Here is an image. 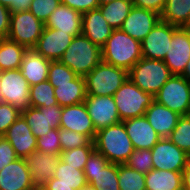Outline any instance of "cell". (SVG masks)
I'll return each mask as SVG.
<instances>
[{
    "mask_svg": "<svg viewBox=\"0 0 190 190\" xmlns=\"http://www.w3.org/2000/svg\"><path fill=\"white\" fill-rule=\"evenodd\" d=\"M93 143L95 150L110 163L118 165L125 164L135 150L123 121L98 130Z\"/></svg>",
    "mask_w": 190,
    "mask_h": 190,
    "instance_id": "cell-1",
    "label": "cell"
},
{
    "mask_svg": "<svg viewBox=\"0 0 190 190\" xmlns=\"http://www.w3.org/2000/svg\"><path fill=\"white\" fill-rule=\"evenodd\" d=\"M102 61L129 71L143 56L141 42L121 29H114L101 47Z\"/></svg>",
    "mask_w": 190,
    "mask_h": 190,
    "instance_id": "cell-2",
    "label": "cell"
},
{
    "mask_svg": "<svg viewBox=\"0 0 190 190\" xmlns=\"http://www.w3.org/2000/svg\"><path fill=\"white\" fill-rule=\"evenodd\" d=\"M59 61L77 76L85 77L102 61L101 47L80 34L74 36Z\"/></svg>",
    "mask_w": 190,
    "mask_h": 190,
    "instance_id": "cell-3",
    "label": "cell"
},
{
    "mask_svg": "<svg viewBox=\"0 0 190 190\" xmlns=\"http://www.w3.org/2000/svg\"><path fill=\"white\" fill-rule=\"evenodd\" d=\"M172 76L163 60L142 57L129 71L128 78L142 91L155 96Z\"/></svg>",
    "mask_w": 190,
    "mask_h": 190,
    "instance_id": "cell-4",
    "label": "cell"
},
{
    "mask_svg": "<svg viewBox=\"0 0 190 190\" xmlns=\"http://www.w3.org/2000/svg\"><path fill=\"white\" fill-rule=\"evenodd\" d=\"M84 78L87 95L113 96L128 79V71L101 61Z\"/></svg>",
    "mask_w": 190,
    "mask_h": 190,
    "instance_id": "cell-5",
    "label": "cell"
},
{
    "mask_svg": "<svg viewBox=\"0 0 190 190\" xmlns=\"http://www.w3.org/2000/svg\"><path fill=\"white\" fill-rule=\"evenodd\" d=\"M121 121L144 116L154 96L142 91L129 78L113 95Z\"/></svg>",
    "mask_w": 190,
    "mask_h": 190,
    "instance_id": "cell-6",
    "label": "cell"
},
{
    "mask_svg": "<svg viewBox=\"0 0 190 190\" xmlns=\"http://www.w3.org/2000/svg\"><path fill=\"white\" fill-rule=\"evenodd\" d=\"M87 184L96 190H120L118 185V164L110 163L102 154L94 150L84 169Z\"/></svg>",
    "mask_w": 190,
    "mask_h": 190,
    "instance_id": "cell-7",
    "label": "cell"
},
{
    "mask_svg": "<svg viewBox=\"0 0 190 190\" xmlns=\"http://www.w3.org/2000/svg\"><path fill=\"white\" fill-rule=\"evenodd\" d=\"M155 101L179 115L190 114V82L181 75H172L154 96Z\"/></svg>",
    "mask_w": 190,
    "mask_h": 190,
    "instance_id": "cell-8",
    "label": "cell"
},
{
    "mask_svg": "<svg viewBox=\"0 0 190 190\" xmlns=\"http://www.w3.org/2000/svg\"><path fill=\"white\" fill-rule=\"evenodd\" d=\"M30 85L19 69L2 71L0 76V103H8L20 112L30 106Z\"/></svg>",
    "mask_w": 190,
    "mask_h": 190,
    "instance_id": "cell-9",
    "label": "cell"
},
{
    "mask_svg": "<svg viewBox=\"0 0 190 190\" xmlns=\"http://www.w3.org/2000/svg\"><path fill=\"white\" fill-rule=\"evenodd\" d=\"M45 25L29 10L12 12L7 38L26 48H34L42 35Z\"/></svg>",
    "mask_w": 190,
    "mask_h": 190,
    "instance_id": "cell-10",
    "label": "cell"
},
{
    "mask_svg": "<svg viewBox=\"0 0 190 190\" xmlns=\"http://www.w3.org/2000/svg\"><path fill=\"white\" fill-rule=\"evenodd\" d=\"M153 169L182 172L190 156L168 138H161L151 149Z\"/></svg>",
    "mask_w": 190,
    "mask_h": 190,
    "instance_id": "cell-11",
    "label": "cell"
},
{
    "mask_svg": "<svg viewBox=\"0 0 190 190\" xmlns=\"http://www.w3.org/2000/svg\"><path fill=\"white\" fill-rule=\"evenodd\" d=\"M62 107L52 105L48 107H32L21 112L26 123L32 130V134L38 139L52 129H60Z\"/></svg>",
    "mask_w": 190,
    "mask_h": 190,
    "instance_id": "cell-12",
    "label": "cell"
},
{
    "mask_svg": "<svg viewBox=\"0 0 190 190\" xmlns=\"http://www.w3.org/2000/svg\"><path fill=\"white\" fill-rule=\"evenodd\" d=\"M190 60V27H177L164 58L172 75H181Z\"/></svg>",
    "mask_w": 190,
    "mask_h": 190,
    "instance_id": "cell-13",
    "label": "cell"
},
{
    "mask_svg": "<svg viewBox=\"0 0 190 190\" xmlns=\"http://www.w3.org/2000/svg\"><path fill=\"white\" fill-rule=\"evenodd\" d=\"M176 28L160 20L141 41L142 56L147 59L164 60Z\"/></svg>",
    "mask_w": 190,
    "mask_h": 190,
    "instance_id": "cell-14",
    "label": "cell"
},
{
    "mask_svg": "<svg viewBox=\"0 0 190 190\" xmlns=\"http://www.w3.org/2000/svg\"><path fill=\"white\" fill-rule=\"evenodd\" d=\"M84 104L96 131L121 122L113 96L87 95Z\"/></svg>",
    "mask_w": 190,
    "mask_h": 190,
    "instance_id": "cell-15",
    "label": "cell"
},
{
    "mask_svg": "<svg viewBox=\"0 0 190 190\" xmlns=\"http://www.w3.org/2000/svg\"><path fill=\"white\" fill-rule=\"evenodd\" d=\"M31 181L36 188H44L54 177L60 155L42 153L35 150L25 158Z\"/></svg>",
    "mask_w": 190,
    "mask_h": 190,
    "instance_id": "cell-16",
    "label": "cell"
},
{
    "mask_svg": "<svg viewBox=\"0 0 190 190\" xmlns=\"http://www.w3.org/2000/svg\"><path fill=\"white\" fill-rule=\"evenodd\" d=\"M60 128L86 135L91 141L97 133L84 102L62 107Z\"/></svg>",
    "mask_w": 190,
    "mask_h": 190,
    "instance_id": "cell-17",
    "label": "cell"
},
{
    "mask_svg": "<svg viewBox=\"0 0 190 190\" xmlns=\"http://www.w3.org/2000/svg\"><path fill=\"white\" fill-rule=\"evenodd\" d=\"M74 36L68 32L44 27L42 35L34 49L39 55L51 61L59 60L68 46L71 44Z\"/></svg>",
    "mask_w": 190,
    "mask_h": 190,
    "instance_id": "cell-18",
    "label": "cell"
},
{
    "mask_svg": "<svg viewBox=\"0 0 190 190\" xmlns=\"http://www.w3.org/2000/svg\"><path fill=\"white\" fill-rule=\"evenodd\" d=\"M160 20L156 12L133 6L120 29L141 42Z\"/></svg>",
    "mask_w": 190,
    "mask_h": 190,
    "instance_id": "cell-19",
    "label": "cell"
},
{
    "mask_svg": "<svg viewBox=\"0 0 190 190\" xmlns=\"http://www.w3.org/2000/svg\"><path fill=\"white\" fill-rule=\"evenodd\" d=\"M3 137L9 141L18 158H27L37 149V138L32 134L22 115L9 127Z\"/></svg>",
    "mask_w": 190,
    "mask_h": 190,
    "instance_id": "cell-20",
    "label": "cell"
},
{
    "mask_svg": "<svg viewBox=\"0 0 190 190\" xmlns=\"http://www.w3.org/2000/svg\"><path fill=\"white\" fill-rule=\"evenodd\" d=\"M128 137L134 149L151 150L161 139L157 132L151 127L145 116L123 120Z\"/></svg>",
    "mask_w": 190,
    "mask_h": 190,
    "instance_id": "cell-21",
    "label": "cell"
},
{
    "mask_svg": "<svg viewBox=\"0 0 190 190\" xmlns=\"http://www.w3.org/2000/svg\"><path fill=\"white\" fill-rule=\"evenodd\" d=\"M33 186L25 158H18L0 170V190H25Z\"/></svg>",
    "mask_w": 190,
    "mask_h": 190,
    "instance_id": "cell-22",
    "label": "cell"
},
{
    "mask_svg": "<svg viewBox=\"0 0 190 190\" xmlns=\"http://www.w3.org/2000/svg\"><path fill=\"white\" fill-rule=\"evenodd\" d=\"M144 116L160 138H168L181 115L154 100Z\"/></svg>",
    "mask_w": 190,
    "mask_h": 190,
    "instance_id": "cell-23",
    "label": "cell"
},
{
    "mask_svg": "<svg viewBox=\"0 0 190 190\" xmlns=\"http://www.w3.org/2000/svg\"><path fill=\"white\" fill-rule=\"evenodd\" d=\"M51 60L39 55L34 48H26L19 71L30 86L48 80Z\"/></svg>",
    "mask_w": 190,
    "mask_h": 190,
    "instance_id": "cell-24",
    "label": "cell"
},
{
    "mask_svg": "<svg viewBox=\"0 0 190 190\" xmlns=\"http://www.w3.org/2000/svg\"><path fill=\"white\" fill-rule=\"evenodd\" d=\"M113 30L99 9L82 14V34L92 43L102 47Z\"/></svg>",
    "mask_w": 190,
    "mask_h": 190,
    "instance_id": "cell-25",
    "label": "cell"
},
{
    "mask_svg": "<svg viewBox=\"0 0 190 190\" xmlns=\"http://www.w3.org/2000/svg\"><path fill=\"white\" fill-rule=\"evenodd\" d=\"M45 27L68 32L73 36L82 34V14L67 5L61 4L51 13Z\"/></svg>",
    "mask_w": 190,
    "mask_h": 190,
    "instance_id": "cell-26",
    "label": "cell"
},
{
    "mask_svg": "<svg viewBox=\"0 0 190 190\" xmlns=\"http://www.w3.org/2000/svg\"><path fill=\"white\" fill-rule=\"evenodd\" d=\"M55 98L61 107L79 104L87 97L85 78L76 76L72 81L63 84H51Z\"/></svg>",
    "mask_w": 190,
    "mask_h": 190,
    "instance_id": "cell-27",
    "label": "cell"
},
{
    "mask_svg": "<svg viewBox=\"0 0 190 190\" xmlns=\"http://www.w3.org/2000/svg\"><path fill=\"white\" fill-rule=\"evenodd\" d=\"M146 190H183L182 172L150 170L145 174Z\"/></svg>",
    "mask_w": 190,
    "mask_h": 190,
    "instance_id": "cell-28",
    "label": "cell"
},
{
    "mask_svg": "<svg viewBox=\"0 0 190 190\" xmlns=\"http://www.w3.org/2000/svg\"><path fill=\"white\" fill-rule=\"evenodd\" d=\"M161 21L176 27H190V0H167Z\"/></svg>",
    "mask_w": 190,
    "mask_h": 190,
    "instance_id": "cell-29",
    "label": "cell"
},
{
    "mask_svg": "<svg viewBox=\"0 0 190 190\" xmlns=\"http://www.w3.org/2000/svg\"><path fill=\"white\" fill-rule=\"evenodd\" d=\"M47 184L75 186V190H80L87 184V181L84 170L76 169L60 159L54 177Z\"/></svg>",
    "mask_w": 190,
    "mask_h": 190,
    "instance_id": "cell-30",
    "label": "cell"
},
{
    "mask_svg": "<svg viewBox=\"0 0 190 190\" xmlns=\"http://www.w3.org/2000/svg\"><path fill=\"white\" fill-rule=\"evenodd\" d=\"M26 47L9 38L0 39V68L2 71L19 69Z\"/></svg>",
    "mask_w": 190,
    "mask_h": 190,
    "instance_id": "cell-31",
    "label": "cell"
},
{
    "mask_svg": "<svg viewBox=\"0 0 190 190\" xmlns=\"http://www.w3.org/2000/svg\"><path fill=\"white\" fill-rule=\"evenodd\" d=\"M132 7V0H114L100 5L98 9L113 29H120Z\"/></svg>",
    "mask_w": 190,
    "mask_h": 190,
    "instance_id": "cell-32",
    "label": "cell"
},
{
    "mask_svg": "<svg viewBox=\"0 0 190 190\" xmlns=\"http://www.w3.org/2000/svg\"><path fill=\"white\" fill-rule=\"evenodd\" d=\"M29 97L32 107L39 108L41 106L58 105L54 94V87L48 80L30 86Z\"/></svg>",
    "mask_w": 190,
    "mask_h": 190,
    "instance_id": "cell-33",
    "label": "cell"
},
{
    "mask_svg": "<svg viewBox=\"0 0 190 190\" xmlns=\"http://www.w3.org/2000/svg\"><path fill=\"white\" fill-rule=\"evenodd\" d=\"M118 185L120 190H146L145 174L126 164L118 165Z\"/></svg>",
    "mask_w": 190,
    "mask_h": 190,
    "instance_id": "cell-34",
    "label": "cell"
},
{
    "mask_svg": "<svg viewBox=\"0 0 190 190\" xmlns=\"http://www.w3.org/2000/svg\"><path fill=\"white\" fill-rule=\"evenodd\" d=\"M168 139L190 156V114L179 117Z\"/></svg>",
    "mask_w": 190,
    "mask_h": 190,
    "instance_id": "cell-35",
    "label": "cell"
},
{
    "mask_svg": "<svg viewBox=\"0 0 190 190\" xmlns=\"http://www.w3.org/2000/svg\"><path fill=\"white\" fill-rule=\"evenodd\" d=\"M94 146H82L79 148L62 151L60 159L74 168L84 170L90 154L94 151Z\"/></svg>",
    "mask_w": 190,
    "mask_h": 190,
    "instance_id": "cell-36",
    "label": "cell"
},
{
    "mask_svg": "<svg viewBox=\"0 0 190 190\" xmlns=\"http://www.w3.org/2000/svg\"><path fill=\"white\" fill-rule=\"evenodd\" d=\"M136 171L147 174L153 169L152 153L149 149L134 150L125 163Z\"/></svg>",
    "mask_w": 190,
    "mask_h": 190,
    "instance_id": "cell-37",
    "label": "cell"
},
{
    "mask_svg": "<svg viewBox=\"0 0 190 190\" xmlns=\"http://www.w3.org/2000/svg\"><path fill=\"white\" fill-rule=\"evenodd\" d=\"M60 143L62 151H67L82 146H94L86 135L75 133L74 131L59 129Z\"/></svg>",
    "mask_w": 190,
    "mask_h": 190,
    "instance_id": "cell-38",
    "label": "cell"
},
{
    "mask_svg": "<svg viewBox=\"0 0 190 190\" xmlns=\"http://www.w3.org/2000/svg\"><path fill=\"white\" fill-rule=\"evenodd\" d=\"M77 75L62 64L59 60L51 61L49 64L48 81L50 84H63L72 81Z\"/></svg>",
    "mask_w": 190,
    "mask_h": 190,
    "instance_id": "cell-39",
    "label": "cell"
},
{
    "mask_svg": "<svg viewBox=\"0 0 190 190\" xmlns=\"http://www.w3.org/2000/svg\"><path fill=\"white\" fill-rule=\"evenodd\" d=\"M42 153L60 155L62 152L59 129H52L37 139V149Z\"/></svg>",
    "mask_w": 190,
    "mask_h": 190,
    "instance_id": "cell-40",
    "label": "cell"
},
{
    "mask_svg": "<svg viewBox=\"0 0 190 190\" xmlns=\"http://www.w3.org/2000/svg\"><path fill=\"white\" fill-rule=\"evenodd\" d=\"M60 0H32L29 11L45 23L51 13L60 5Z\"/></svg>",
    "mask_w": 190,
    "mask_h": 190,
    "instance_id": "cell-41",
    "label": "cell"
},
{
    "mask_svg": "<svg viewBox=\"0 0 190 190\" xmlns=\"http://www.w3.org/2000/svg\"><path fill=\"white\" fill-rule=\"evenodd\" d=\"M21 112L8 103H0V136H3L9 127L17 120Z\"/></svg>",
    "mask_w": 190,
    "mask_h": 190,
    "instance_id": "cell-42",
    "label": "cell"
},
{
    "mask_svg": "<svg viewBox=\"0 0 190 190\" xmlns=\"http://www.w3.org/2000/svg\"><path fill=\"white\" fill-rule=\"evenodd\" d=\"M16 159H18V156L9 141L0 136V170Z\"/></svg>",
    "mask_w": 190,
    "mask_h": 190,
    "instance_id": "cell-43",
    "label": "cell"
},
{
    "mask_svg": "<svg viewBox=\"0 0 190 190\" xmlns=\"http://www.w3.org/2000/svg\"><path fill=\"white\" fill-rule=\"evenodd\" d=\"M61 4L77 10L80 14H84L87 11L98 9V0H60Z\"/></svg>",
    "mask_w": 190,
    "mask_h": 190,
    "instance_id": "cell-44",
    "label": "cell"
},
{
    "mask_svg": "<svg viewBox=\"0 0 190 190\" xmlns=\"http://www.w3.org/2000/svg\"><path fill=\"white\" fill-rule=\"evenodd\" d=\"M167 0H132L133 6L147 9L161 15Z\"/></svg>",
    "mask_w": 190,
    "mask_h": 190,
    "instance_id": "cell-45",
    "label": "cell"
},
{
    "mask_svg": "<svg viewBox=\"0 0 190 190\" xmlns=\"http://www.w3.org/2000/svg\"><path fill=\"white\" fill-rule=\"evenodd\" d=\"M10 15L9 9L0 4V39L7 38L10 30Z\"/></svg>",
    "mask_w": 190,
    "mask_h": 190,
    "instance_id": "cell-46",
    "label": "cell"
},
{
    "mask_svg": "<svg viewBox=\"0 0 190 190\" xmlns=\"http://www.w3.org/2000/svg\"><path fill=\"white\" fill-rule=\"evenodd\" d=\"M32 0H0V4L7 7L9 11H28Z\"/></svg>",
    "mask_w": 190,
    "mask_h": 190,
    "instance_id": "cell-47",
    "label": "cell"
},
{
    "mask_svg": "<svg viewBox=\"0 0 190 190\" xmlns=\"http://www.w3.org/2000/svg\"><path fill=\"white\" fill-rule=\"evenodd\" d=\"M183 190H190V162L182 171Z\"/></svg>",
    "mask_w": 190,
    "mask_h": 190,
    "instance_id": "cell-48",
    "label": "cell"
},
{
    "mask_svg": "<svg viewBox=\"0 0 190 190\" xmlns=\"http://www.w3.org/2000/svg\"><path fill=\"white\" fill-rule=\"evenodd\" d=\"M44 188L47 190H75V186L54 185V184H47Z\"/></svg>",
    "mask_w": 190,
    "mask_h": 190,
    "instance_id": "cell-49",
    "label": "cell"
},
{
    "mask_svg": "<svg viewBox=\"0 0 190 190\" xmlns=\"http://www.w3.org/2000/svg\"><path fill=\"white\" fill-rule=\"evenodd\" d=\"M181 76L190 82V60L187 62L186 68L181 74Z\"/></svg>",
    "mask_w": 190,
    "mask_h": 190,
    "instance_id": "cell-50",
    "label": "cell"
},
{
    "mask_svg": "<svg viewBox=\"0 0 190 190\" xmlns=\"http://www.w3.org/2000/svg\"><path fill=\"white\" fill-rule=\"evenodd\" d=\"M80 190H96L95 187H93L90 184H86L85 186H83Z\"/></svg>",
    "mask_w": 190,
    "mask_h": 190,
    "instance_id": "cell-51",
    "label": "cell"
},
{
    "mask_svg": "<svg viewBox=\"0 0 190 190\" xmlns=\"http://www.w3.org/2000/svg\"><path fill=\"white\" fill-rule=\"evenodd\" d=\"M112 1H114V0H98L99 6L103 5V4H106V3H109V2H112Z\"/></svg>",
    "mask_w": 190,
    "mask_h": 190,
    "instance_id": "cell-52",
    "label": "cell"
},
{
    "mask_svg": "<svg viewBox=\"0 0 190 190\" xmlns=\"http://www.w3.org/2000/svg\"><path fill=\"white\" fill-rule=\"evenodd\" d=\"M25 190H37V188L36 187H31V188L25 189Z\"/></svg>",
    "mask_w": 190,
    "mask_h": 190,
    "instance_id": "cell-53",
    "label": "cell"
},
{
    "mask_svg": "<svg viewBox=\"0 0 190 190\" xmlns=\"http://www.w3.org/2000/svg\"><path fill=\"white\" fill-rule=\"evenodd\" d=\"M37 190H47V189H45V188H37Z\"/></svg>",
    "mask_w": 190,
    "mask_h": 190,
    "instance_id": "cell-54",
    "label": "cell"
}]
</instances>
